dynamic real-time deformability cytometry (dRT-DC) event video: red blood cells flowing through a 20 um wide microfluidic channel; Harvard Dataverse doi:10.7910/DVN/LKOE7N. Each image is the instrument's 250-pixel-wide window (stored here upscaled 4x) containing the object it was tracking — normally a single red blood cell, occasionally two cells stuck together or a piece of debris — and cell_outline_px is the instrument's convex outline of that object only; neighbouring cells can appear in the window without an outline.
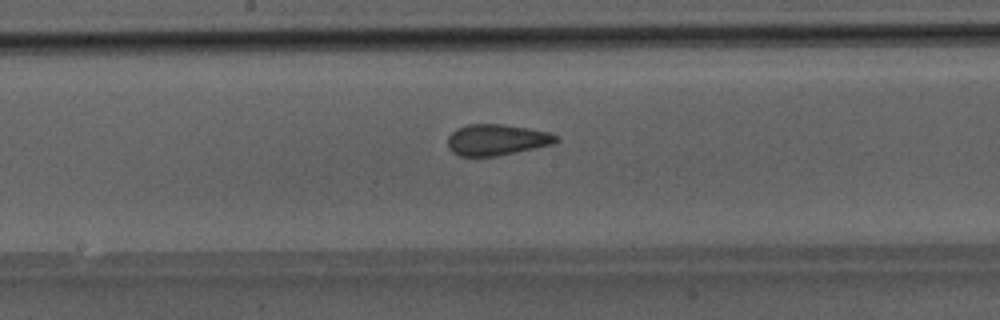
{"species": "Egyptian fruit bat (a non-hibernating species)", "species_latin": "Rousettus aegyptiacus", "temperature_condition": "room temperature", "stored_images_in_passage": 38, "camera_frame_rate_fps": 3000, "um_per_image_px": 0.085, "animal": {"sex": "male"}, "frame": {"image": 1, "passage_image": 15, "time_ms": 4.667, "image_size_px": [1000, 320], "cell_outline_px": [[560, 140], [552, 144], [536, 148], [496, 156], [460, 156], [452, 152], [448, 148], [448, 136], [456, 128], [468, 124], [504, 124], [528, 128], [548, 132], [560, 136]], "centroid_in_image_um": [42.22, 11.88], "position_along_channel_um": 206.0, "area_um2": 19.77}}
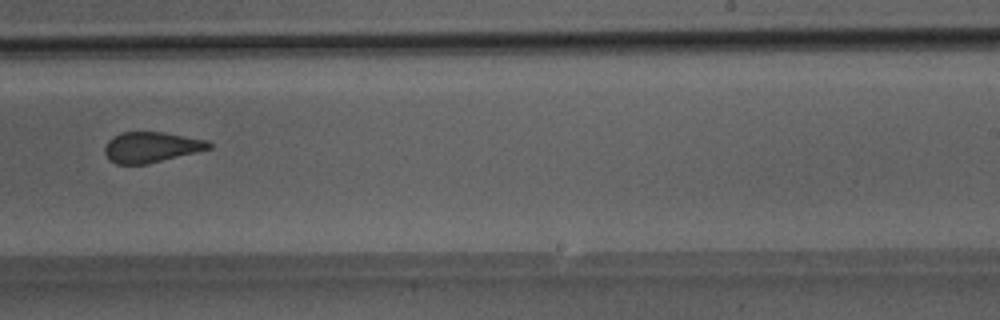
{"frame": {"image": 2, "passage_image": 20, "time_ms": 6.333, "image_size_px": [1000, 320], "cell_outline_px": [[212, 148], [148, 164], [116, 164], [108, 160], [104, 152], [104, 148], [108, 140], [112, 136], [124, 132], [164, 132], [208, 140], [212, 144]], "centroid_in_image_um": [12.84, 12.51], "position_along_channel_um": 276.2, "area_um2": 18.67}}
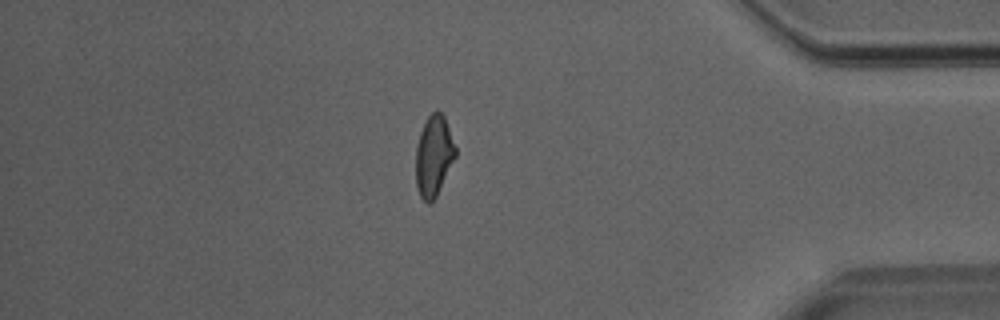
{"frame": {"image": 3, "passage_image": 31, "time_ms": 10.0, "image_size_px": [1000, 320], "cell_outline_px": [[456, 156], [436, 196], [428, 204], [420, 196], [416, 188], [416, 144], [420, 132], [428, 116], [436, 108], [444, 116], [456, 148]], "centroid_in_image_um": [36.86, 13.23], "position_along_channel_um": 398.3, "area_um2": 18.55}}